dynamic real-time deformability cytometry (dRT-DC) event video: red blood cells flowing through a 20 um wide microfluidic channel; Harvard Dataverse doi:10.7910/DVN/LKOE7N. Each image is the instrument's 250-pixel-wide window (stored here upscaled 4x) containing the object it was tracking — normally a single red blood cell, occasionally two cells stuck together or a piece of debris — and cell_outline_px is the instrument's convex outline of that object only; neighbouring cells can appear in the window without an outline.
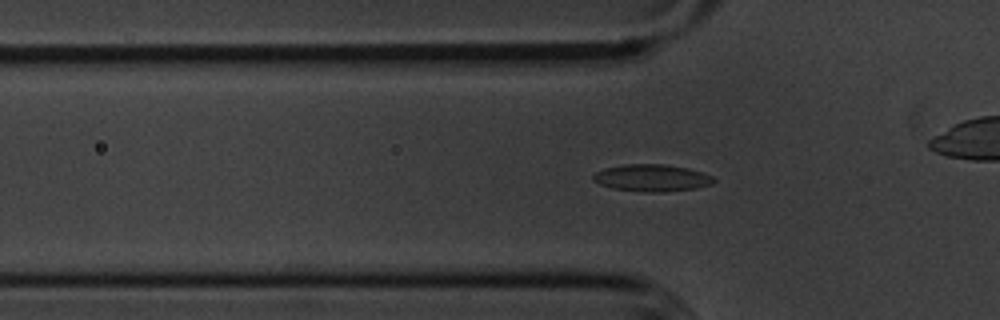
{"species": "common noctule bat (a hibernating species)", "species_latin": "Nyctalus noctula", "temperature_condition": "cold", "stored_images_in_passage": 41, "camera_frame_rate_fps": 3000, "um_per_image_px": 0.085, "animal": {"sex": "male", "body_mass_g": 20.1, "forearm_length_mm": 53.5}, "frame": {"image": 1, "passage_image": 2, "time_ms": 0.333, "image_size_px": [1000, 320], "cell_outline_px": [[716, 180], [712, 184], [696, 188], [664, 192], [644, 192], [612, 188], [600, 184], [592, 180], [592, 176], [596, 172], [604, 168], [624, 164], [664, 164], [688, 168], [704, 172], [712, 176]], "centroid_in_image_um": [55.42, 15.12], "position_along_channel_um": 70.4, "area_um2": 19.13}}
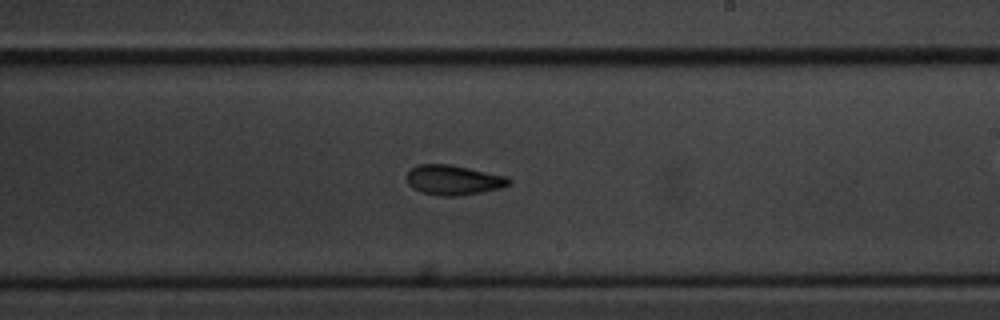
{"frame": {"image": 2, "passage_image": 17, "time_ms": 5.333, "image_size_px": [1000, 320], "cell_outline_px": [[512, 184], [500, 188], [480, 192], [456, 196], [440, 196], [420, 192], [412, 188], [408, 184], [408, 172], [412, 168], [420, 164], [448, 164], [508, 176], [512, 180]], "centroid_in_image_um": [38.57, 15.31], "position_along_channel_um": 250.4, "area_um2": 17.74}}
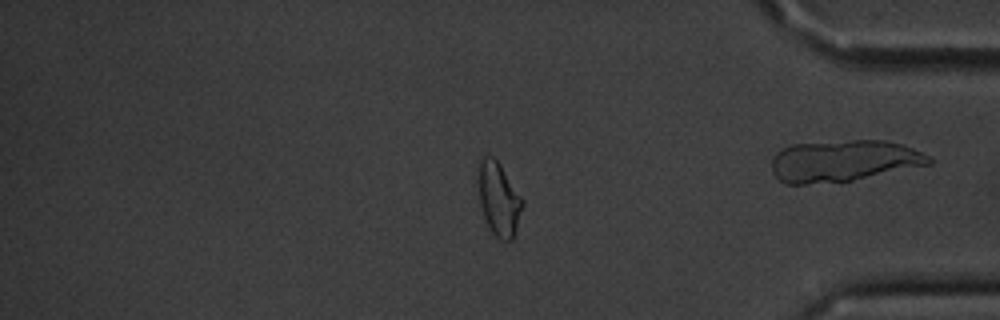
{"frame": {"image": 3, "passage_image": 31, "time_ms": 10.0, "image_size_px": [1000, 320], "cell_outline_px": [[524, 204], [512, 240], [500, 240], [492, 232], [484, 216], [480, 204], [476, 180], [476, 168], [480, 156], [484, 152], [492, 156], [500, 164], [524, 200]], "centroid_in_image_um": [42.34, 16.81], "position_along_channel_um": 392.9, "area_um2": 19.42}, "authors_computed_cell_mechanics": {"area_um2": 18.3226, "velocity_mm_per_s": 3.5865, "shape_relaxation_time_tau1_ms": 2.6216, "shape_relaxation_time_tau2_ms": 1.9722, "deformation_change_tau1": 0.1039, "deformation_change_tau2": 0.0767}}